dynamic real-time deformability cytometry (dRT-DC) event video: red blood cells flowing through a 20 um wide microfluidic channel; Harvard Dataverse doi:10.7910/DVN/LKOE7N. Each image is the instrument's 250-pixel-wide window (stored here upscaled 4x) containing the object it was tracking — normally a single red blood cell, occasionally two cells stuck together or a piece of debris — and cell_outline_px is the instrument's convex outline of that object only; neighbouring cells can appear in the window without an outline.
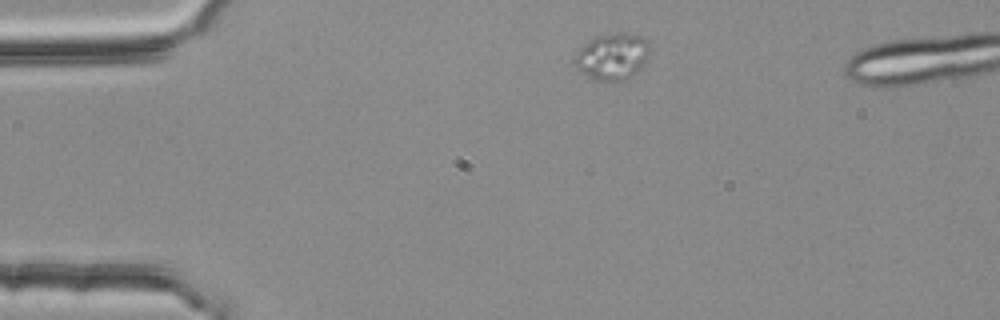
{"species": "common noctule bat (a hibernating species)", "species_latin": "Nyctalus noctula", "temperature_condition": "room temperature", "stored_images_in_passage": 3, "camera_frame_rate_fps": 3000, "um_per_image_px": 0.085, "animal": {"sex": "female", "body_mass_g": 25.1}, "frame": {"image": 1, "passage_image": 1, "time_ms": 0.0, "image_size_px": [1000, 320], "cell_outline_px": [[648, 56], [644, 64], [632, 76], [624, 80], [596, 80], [572, 64], [572, 56], [584, 44], [596, 36], [616, 32], [624, 32], [644, 36], [648, 40]], "centroid_in_image_um": [52.04, 4.76], "position_along_channel_um": 33.0, "area_um2": 20.4}}